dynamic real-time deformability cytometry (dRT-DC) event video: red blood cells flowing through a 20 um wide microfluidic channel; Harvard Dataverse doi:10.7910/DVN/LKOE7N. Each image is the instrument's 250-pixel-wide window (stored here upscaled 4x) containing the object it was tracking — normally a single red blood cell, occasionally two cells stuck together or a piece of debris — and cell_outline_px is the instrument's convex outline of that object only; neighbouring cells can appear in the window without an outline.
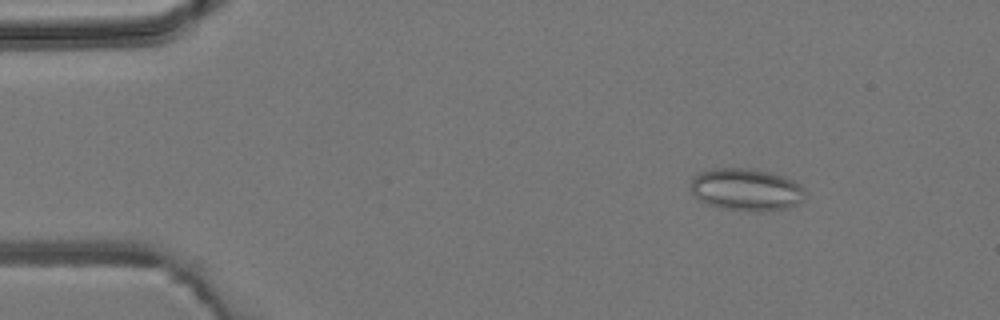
{"species": "common noctule bat (a hibernating species)", "species_latin": "Nyctalus noctula", "temperature_condition": "room temperature", "stored_images_in_passage": 4, "camera_frame_rate_fps": 3000, "um_per_image_px": 0.085, "animal": {"sex": "male", "body_mass_g": 19.2, "forearm_length_mm": 51.8}, "frame": {"image": 1, "passage_image": 2, "time_ms": 1.333, "image_size_px": [1000, 320], "cell_outline_px": [[804, 192], [800, 200], [796, 204], [788, 208], [760, 212], [748, 212], [716, 208], [700, 200], [688, 188], [692, 176], [700, 172], [712, 168], [748, 168], [768, 172], [784, 176], [800, 184], [804, 188]], "centroid_in_image_um": [63.36, 16.13], "position_along_channel_um": 21.6, "area_um2": 28.61}}